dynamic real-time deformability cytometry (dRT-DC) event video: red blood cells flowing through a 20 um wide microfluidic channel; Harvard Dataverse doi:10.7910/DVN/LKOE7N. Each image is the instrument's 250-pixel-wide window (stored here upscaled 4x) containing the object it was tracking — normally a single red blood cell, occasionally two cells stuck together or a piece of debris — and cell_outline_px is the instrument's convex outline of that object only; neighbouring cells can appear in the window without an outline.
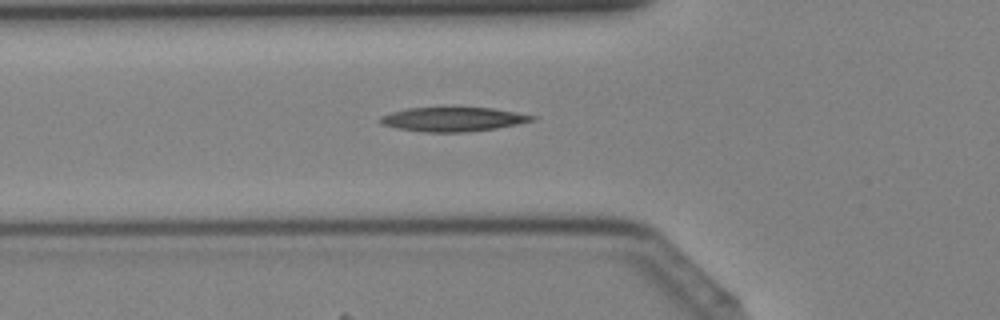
{"species": "Egyptian fruit bat (a non-hibernating species)", "species_latin": "Rousettus aegyptiacus", "temperature_condition": "cold", "stored_images_in_passage": 42, "camera_frame_rate_fps": 3000, "um_per_image_px": 0.085, "animal": {"sex": "female"}, "frame": {"image": 1, "passage_image": 15, "time_ms": 4.667, "image_size_px": [1000, 320], "cell_outline_px": [[536, 120], [496, 128], [468, 132], [424, 132], [396, 128], [380, 124], [376, 120], [380, 116], [392, 112], [408, 108], [444, 104], [452, 104], [492, 108], [516, 112], [536, 116]], "centroid_in_image_um": [38.45, 10.08], "position_along_channel_um": 87.4, "area_um2": 22.72}}
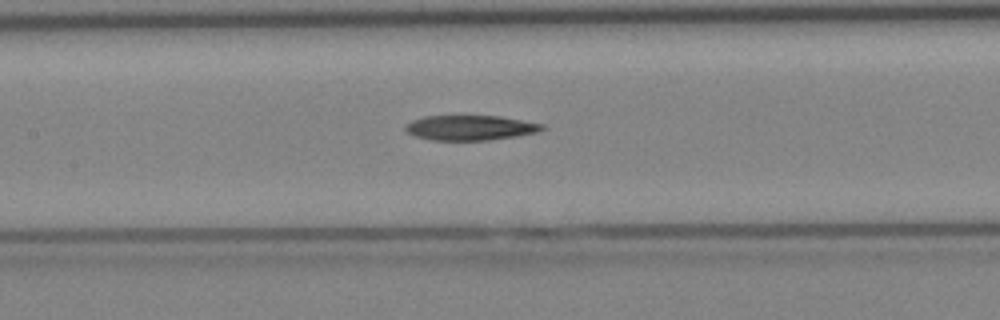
{"frame": {"image": 2, "passage_image": 20, "time_ms": 6.333, "image_size_px": [1000, 320], "cell_outline_px": [[548, 128], [540, 132], [516, 136], [488, 140], [432, 140], [416, 136], [408, 132], [404, 128], [412, 120], [424, 116], [500, 116], [544, 124]], "centroid_in_image_um": [40.04, 10.85], "position_along_channel_um": 167.4, "area_um2": 19.88}}
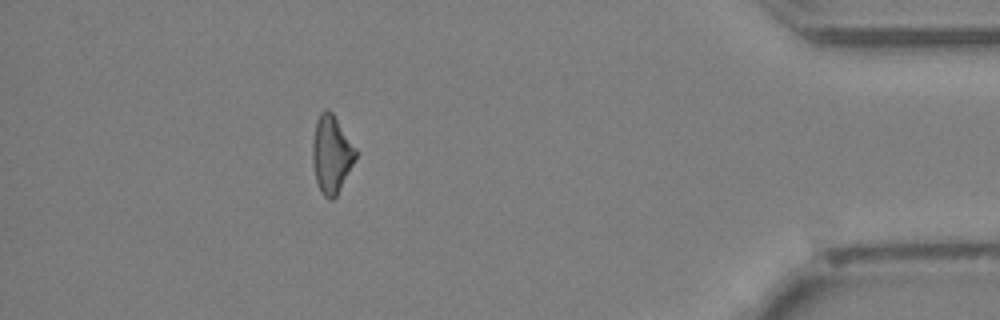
{"frame": {"image": 3, "passage_image": 38, "time_ms": 12.333, "image_size_px": [1000, 320], "cell_outline_px": [[356, 156], [336, 196], [332, 200], [328, 200], [320, 192], [316, 180], [312, 160], [312, 140], [316, 120], [320, 112], [328, 108], [332, 112], [356, 148]], "centroid_in_image_um": [28.14, 13.09], "position_along_channel_um": 407.1, "area_um2": 19.36}}